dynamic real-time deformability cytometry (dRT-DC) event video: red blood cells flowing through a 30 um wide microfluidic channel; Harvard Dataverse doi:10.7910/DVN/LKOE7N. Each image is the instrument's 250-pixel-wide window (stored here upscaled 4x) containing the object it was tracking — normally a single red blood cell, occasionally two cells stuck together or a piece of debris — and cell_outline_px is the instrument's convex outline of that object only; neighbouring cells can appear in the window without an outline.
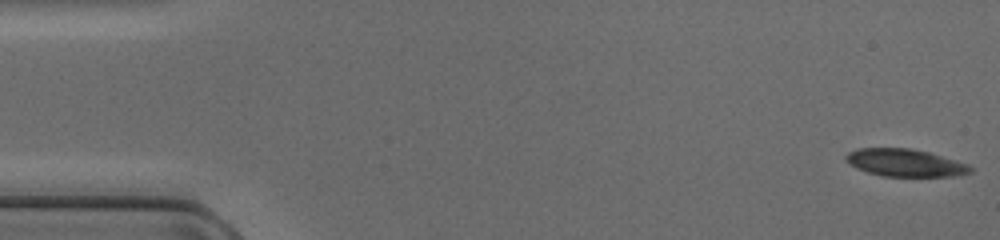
{"species": "common noctule bat (a hibernating species)", "species_latin": "Nyctalus noctula", "temperature_condition": "cold", "stored_images_in_passage": 48, "camera_frame_rate_fps": 3000, "um_per_image_px": 0.085, "animal": {"sex": "female", "body_mass_g": 17.0, "forearm_length_mm": 48.0}, "frame": {"image": 1, "passage_image": 1, "time_ms": 0.0, "image_size_px": [1000, 240], "cell_outline_px": [[976, 168], [972, 172], [952, 176], [884, 176], [868, 172], [856, 168], [844, 160], [844, 156], [848, 152], [856, 148], [908, 148], [928, 152], [956, 160], [968, 164]], "centroid_in_image_um": [76.93, 13.83], "position_along_channel_um": 8.1, "area_um2": 20.0}}
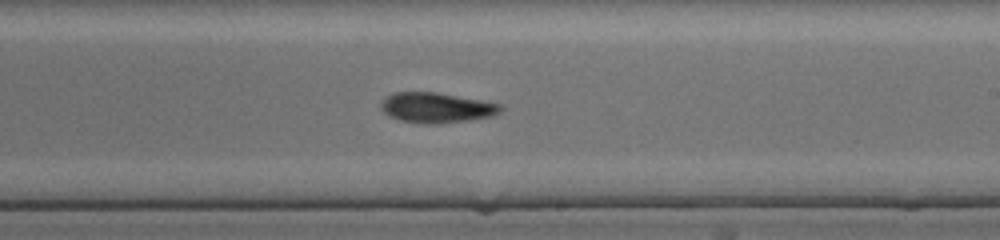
{"frame": {"image": 2, "passage_image": 28, "time_ms": 9.0, "image_size_px": [1000, 240], "cell_outline_px": [[504, 108], [500, 112], [492, 116], [436, 124], [424, 124], [400, 120], [388, 116], [380, 108], [380, 104], [392, 92], [436, 92], [480, 100], [500, 104]], "centroid_in_image_um": [37.07, 9.15], "position_along_channel_um": 251.9, "area_um2": 20.87}}
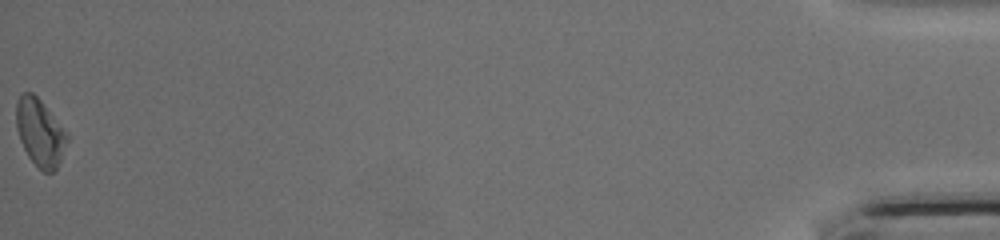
{"frame": {"image": 3, "passage_image": 48, "time_ms": 15.667, "image_size_px": [1000, 240], "cell_outline_px": [[68, 140], [60, 160], [56, 168], [52, 172], [44, 172], [28, 156], [20, 140], [16, 128], [16, 100], [24, 92], [32, 92], [40, 100], [68, 132]], "centroid_in_image_um": [3.4, 11.24], "position_along_channel_um": 431.8, "area_um2": 19.77}}